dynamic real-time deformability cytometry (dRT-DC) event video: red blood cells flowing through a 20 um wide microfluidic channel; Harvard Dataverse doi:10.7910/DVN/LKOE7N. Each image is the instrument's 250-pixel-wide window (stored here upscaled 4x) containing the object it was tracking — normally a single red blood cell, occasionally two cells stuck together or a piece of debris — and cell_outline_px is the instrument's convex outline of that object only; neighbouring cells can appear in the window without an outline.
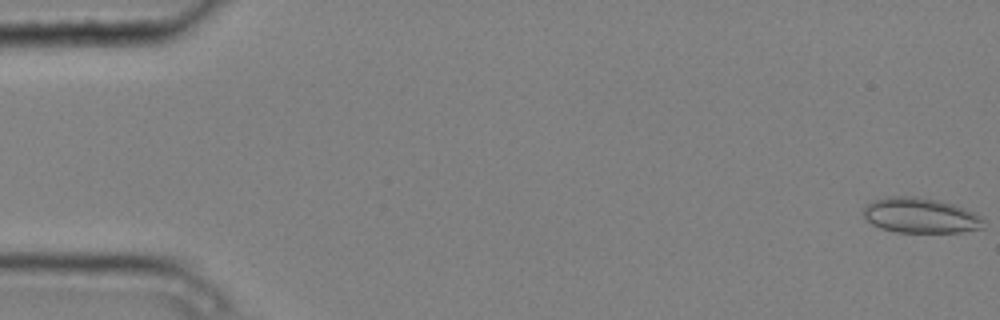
{"species": "common noctule bat (a hibernating species)", "species_latin": "Nyctalus noctula", "temperature_condition": "cold", "stored_images_in_passage": 5, "camera_frame_rate_fps": 3000, "um_per_image_px": 0.085, "animal": {"sex": "male", "body_mass_g": 20.4}, "frame": {"image": 1, "passage_image": 1, "time_ms": 0.0, "image_size_px": [1000, 320], "cell_outline_px": [[984, 228], [960, 232], [896, 232], [880, 228], [872, 224], [864, 216], [864, 208], [872, 200], [888, 196], [916, 196], [940, 200], [964, 208], [980, 216], [984, 220]], "centroid_in_image_um": [78.24, 18.31], "position_along_channel_um": 6.8, "area_um2": 24.68}}
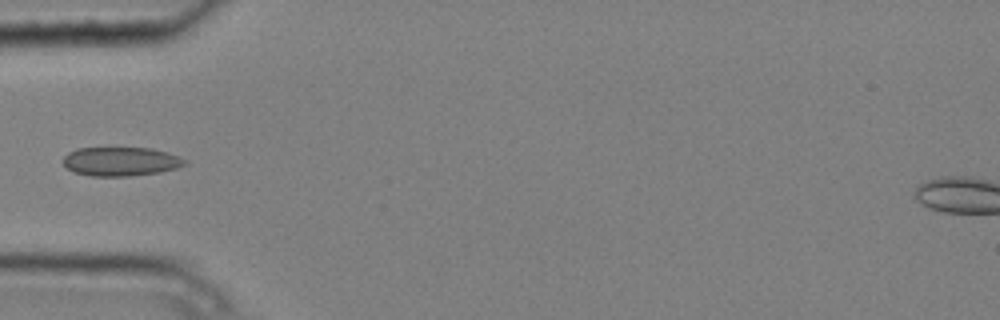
{"frame": {"image": 2, "passage_image": 5, "time_ms": 1.333, "image_size_px": [1000, 320], "cell_outline_px": [[188, 164], [176, 168], [160, 172], [128, 176], [92, 176], [72, 172], [64, 164], [64, 156], [68, 152], [76, 148], [152, 148], [168, 152], [188, 160]], "centroid_in_image_um": [10.29, 13.72], "position_along_channel_um": 74.7, "area_um2": 20.63}}